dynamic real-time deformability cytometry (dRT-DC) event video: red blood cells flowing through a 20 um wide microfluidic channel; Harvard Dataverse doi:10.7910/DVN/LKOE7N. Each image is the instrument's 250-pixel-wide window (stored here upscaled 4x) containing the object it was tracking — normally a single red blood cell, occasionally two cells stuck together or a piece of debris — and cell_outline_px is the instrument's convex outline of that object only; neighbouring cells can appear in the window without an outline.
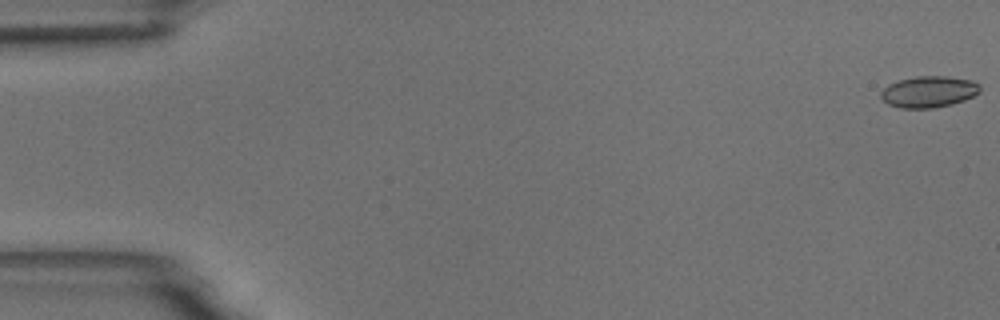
{"species": "common noctule bat (a hibernating species)", "species_latin": "Nyctalus noctula", "temperature_condition": "room temperature", "stored_images_in_passage": 59, "camera_frame_rate_fps": 3000, "um_per_image_px": 0.085, "animal": {"sex": "male", "body_mass_g": 18.8}, "frame": {"image": 1, "passage_image": 1, "time_ms": 0.0, "image_size_px": [1000, 320], "cell_outline_px": [[980, 92], [964, 100], [952, 104], [932, 108], [900, 108], [888, 104], [880, 96], [880, 92], [888, 84], [900, 80], [916, 76], [948, 76], [972, 80], [980, 84]], "centroid_in_image_um": [78.95, 7.79], "position_along_channel_um": 6.1, "area_um2": 18.15}}
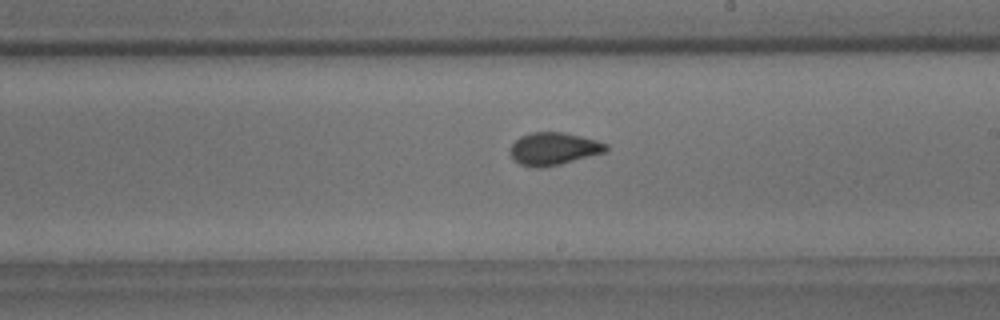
{"frame": {"image": 2, "passage_image": 34, "time_ms": 11.0, "image_size_px": [1000, 320], "cell_outline_px": [[608, 152], [560, 164], [540, 168], [532, 168], [520, 164], [508, 152], [508, 148], [520, 136], [532, 132], [564, 132], [596, 140], [608, 144]], "centroid_in_image_um": [47.06, 12.65], "position_along_channel_um": 241.9, "area_um2": 18.38}}
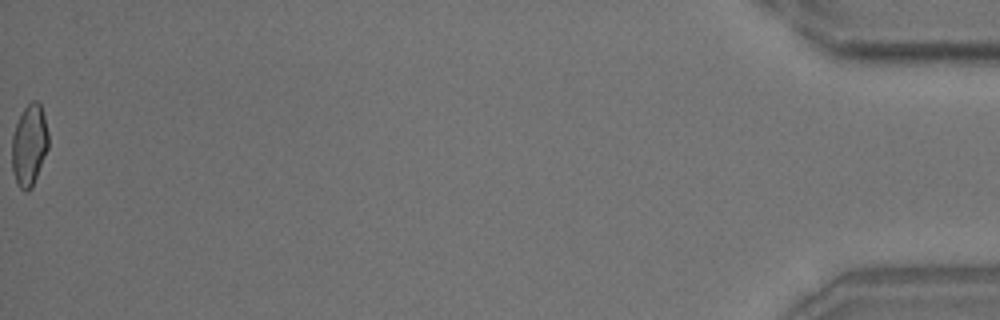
{"frame": {"image": 3, "passage_image": 59, "time_ms": 19.333, "image_size_px": [1000, 320], "cell_outline_px": [[48, 148], [32, 188], [28, 192], [24, 192], [16, 184], [12, 172], [12, 136], [16, 124], [24, 108], [32, 100], [36, 100], [40, 104], [44, 116], [48, 132]], "centroid_in_image_um": [2.47, 12.38], "position_along_channel_um": 432.7, "area_um2": 17.4}, "authors_computed_cell_mechanics": {"area_um2": 17.8602, "velocity_mm_per_s": 3.4937, "shape_relaxation_time_tau1_ms": 6.7417, "shape_relaxation_time_tau2_ms": 1.0955, "deformation_change_tau1": 0.1264, "deformation_change_tau2": 0.047}}